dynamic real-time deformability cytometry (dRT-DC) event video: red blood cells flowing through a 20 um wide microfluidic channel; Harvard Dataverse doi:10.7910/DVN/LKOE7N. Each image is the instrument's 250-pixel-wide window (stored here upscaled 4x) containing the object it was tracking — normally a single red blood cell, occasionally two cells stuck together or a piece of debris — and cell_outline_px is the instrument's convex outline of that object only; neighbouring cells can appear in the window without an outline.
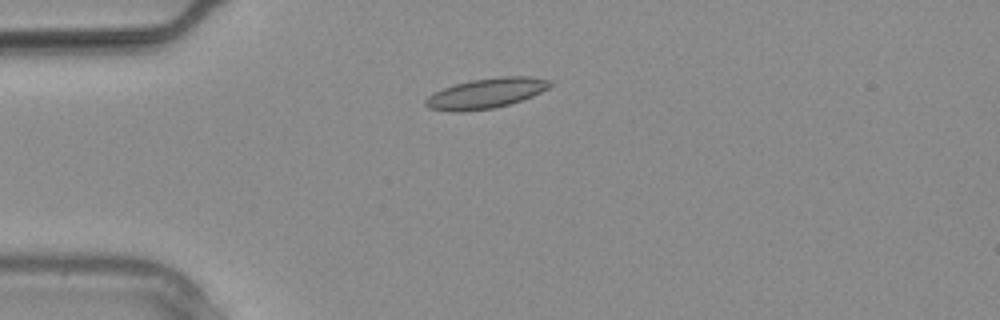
{"species": "common noctule bat (a hibernating species)", "species_latin": "Nyctalus noctula", "temperature_condition": "warm", "stored_images_in_passage": 10, "camera_frame_rate_fps": 3000, "um_per_image_px": 0.085, "animal": {"sex": "male", "body_mass_g": 20.4}, "frame": {"image": 1, "passage_image": 5, "time_ms": 1.333, "image_size_px": [1000, 320], "cell_outline_px": [[552, 84], [548, 88], [532, 96], [508, 104], [492, 108], [460, 112], [428, 108], [424, 104], [424, 100], [428, 96], [444, 88], [456, 84], [472, 80], [500, 76], [528, 76], [552, 80]], "centroid_in_image_um": [41.33, 7.92], "position_along_channel_um": 43.7, "area_um2": 21.56}}
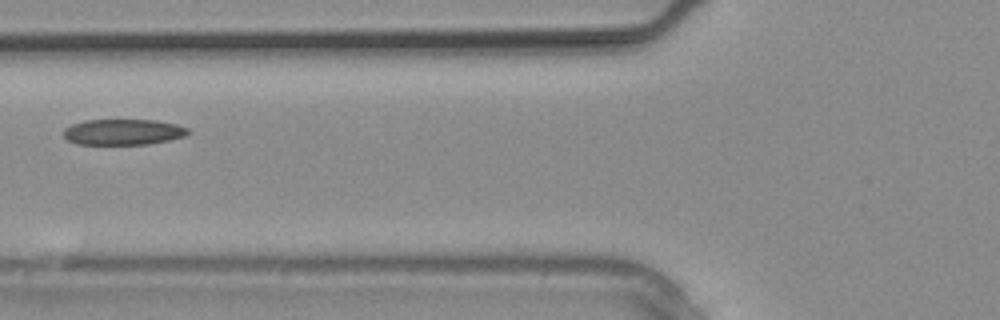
{"frame": {"image": 2, "passage_image": 9, "time_ms": 2.667, "image_size_px": [1000, 320], "cell_outline_px": [[192, 132], [184, 136], [168, 140], [148, 144], [76, 144], [68, 140], [64, 136], [64, 128], [72, 124], [84, 120], [156, 120], [176, 124], [188, 128]], "centroid_in_image_um": [10.47, 11.21], "position_along_channel_um": 115.3, "area_um2": 18.73}}